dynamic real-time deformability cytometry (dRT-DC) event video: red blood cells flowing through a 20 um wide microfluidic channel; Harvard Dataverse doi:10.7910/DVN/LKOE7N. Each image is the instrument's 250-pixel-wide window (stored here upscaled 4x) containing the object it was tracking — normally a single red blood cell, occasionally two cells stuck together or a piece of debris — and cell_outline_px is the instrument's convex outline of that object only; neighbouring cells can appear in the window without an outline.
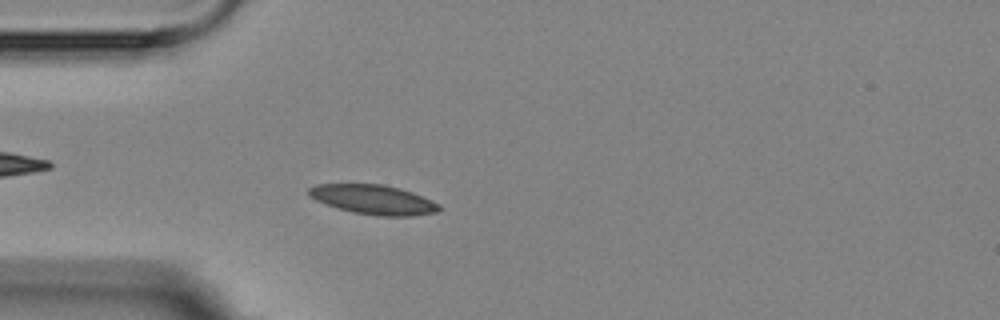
{"species": "Egyptian fruit bat (a non-hibernating species)", "species_latin": "Rousettus aegyptiacus", "temperature_condition": "room temperature", "stored_images_in_passage": 5, "camera_frame_rate_fps": 3000, "um_per_image_px": 0.085, "animal": {"sex": "female"}, "frame": {"image": 1, "passage_image": 5, "time_ms": 4.333, "image_size_px": [1000, 320], "cell_outline_px": [[440, 208], [436, 212], [412, 216], [376, 216], [352, 212], [316, 200], [308, 196], [308, 188], [316, 184], [384, 184], [400, 188], [412, 192], [432, 200], [440, 204]], "centroid_in_image_um": [31.75, 16.96], "position_along_channel_um": 53.3, "area_um2": 22.37}}